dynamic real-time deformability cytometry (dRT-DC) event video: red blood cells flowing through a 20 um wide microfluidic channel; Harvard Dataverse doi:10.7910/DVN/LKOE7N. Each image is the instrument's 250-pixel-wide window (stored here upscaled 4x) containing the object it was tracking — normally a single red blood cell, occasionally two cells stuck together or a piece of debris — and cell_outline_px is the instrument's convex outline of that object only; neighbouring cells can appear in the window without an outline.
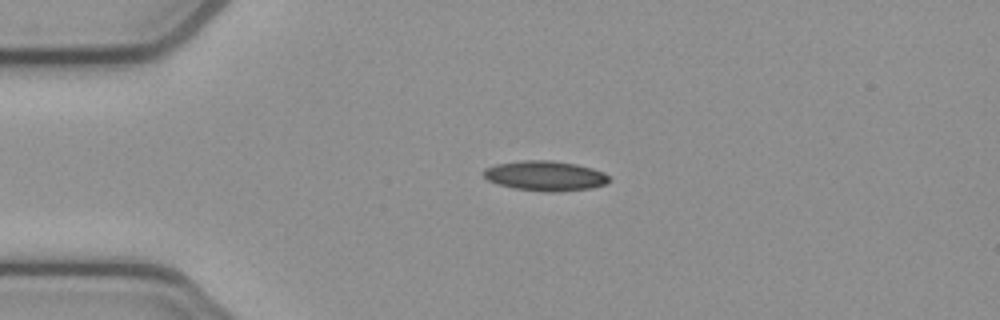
{"species": "common noctule bat (a hibernating species)", "species_latin": "Nyctalus noctula", "temperature_condition": "cold", "stored_images_in_passage": 42, "camera_frame_rate_fps": 3000, "um_per_image_px": 0.085, "animal": {"sex": "female", "body_mass_g": 21.9}, "frame": {"image": 1, "passage_image": 1, "time_ms": 0.0, "image_size_px": [1000, 320], "cell_outline_px": [[608, 180], [604, 184], [588, 188], [556, 192], [544, 192], [512, 188], [488, 180], [484, 176], [484, 168], [496, 164], [524, 160], [552, 160], [576, 164], [592, 168], [604, 172], [608, 176]], "centroid_in_image_um": [46.32, 14.94], "position_along_channel_um": 38.7, "area_um2": 21.73}}
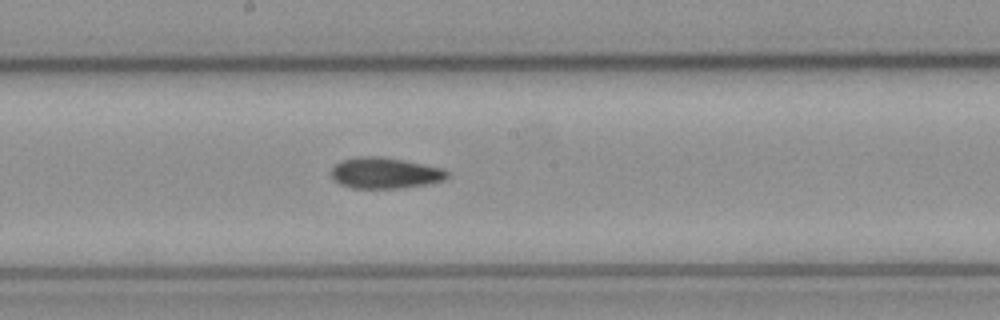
{"frame": {"image": 2, "passage_image": 17, "time_ms": 5.333, "image_size_px": [1000, 320], "cell_outline_px": [[448, 176], [444, 180], [428, 184], [396, 188], [352, 188], [340, 184], [328, 172], [336, 164], [344, 160], [356, 156], [380, 156], [404, 160], [444, 168], [448, 172]], "centroid_in_image_um": [32.72, 14.7], "position_along_channel_um": 215.5, "area_um2": 20.98}}
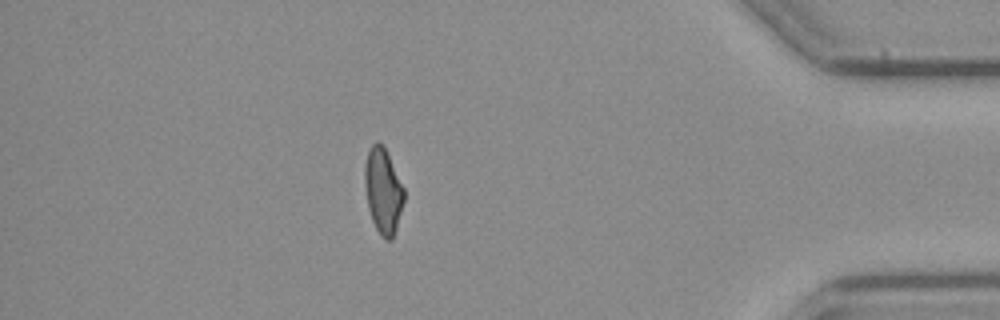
{"frame": {"image": 3, "passage_image": 35, "time_ms": 11.333, "image_size_px": [1000, 320], "cell_outline_px": [[404, 200], [396, 228], [392, 240], [384, 240], [376, 228], [372, 220], [368, 208], [364, 184], [364, 164], [368, 152], [372, 144], [376, 140], [384, 144], [404, 188]], "centroid_in_image_um": [32.55, 16.18], "position_along_channel_um": 402.7, "area_um2": 19.71}, "authors_computed_cell_mechanics": {"area_um2": 20.5768, "velocity_mm_per_s": 3.865, "shape_relaxation_time_tau1_ms": null, "shape_relaxation_time_tau2_ms": 5.9633, "deformation_change_tau1": null, "deformation_change_tau2": 0.1283}}